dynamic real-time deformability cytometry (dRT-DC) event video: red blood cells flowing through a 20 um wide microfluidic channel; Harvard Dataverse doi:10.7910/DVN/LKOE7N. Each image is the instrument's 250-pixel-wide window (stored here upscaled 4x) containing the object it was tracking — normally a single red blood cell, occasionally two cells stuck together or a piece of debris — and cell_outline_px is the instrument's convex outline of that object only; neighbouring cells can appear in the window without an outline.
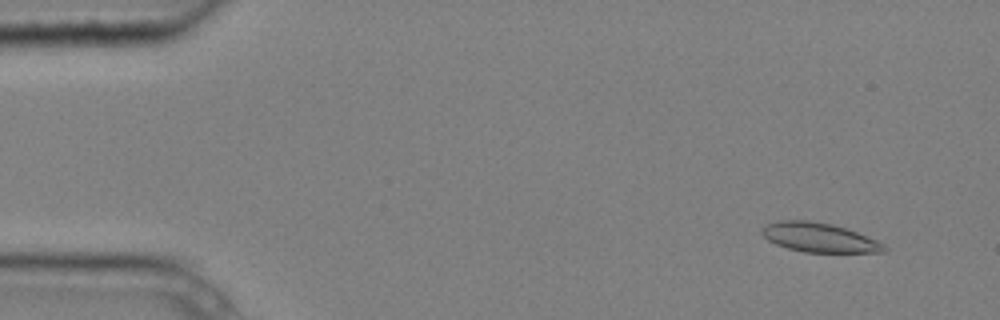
{"species": "common noctule bat (a hibernating species)", "species_latin": "Nyctalus noctula", "temperature_condition": "cold", "stored_images_in_passage": 6, "camera_frame_rate_fps": 3000, "um_per_image_px": 0.085, "animal": {"sex": "male", "body_mass_g": 20.4}, "frame": {"image": 1, "passage_image": 1, "time_ms": 0.0, "image_size_px": [1000, 320], "cell_outline_px": [[888, 252], [804, 252], [788, 248], [776, 244], [768, 240], [760, 232], [760, 228], [776, 220], [808, 220], [832, 224], [856, 232], [876, 240], [884, 244], [888, 248]], "centroid_in_image_um": [69.61, 20.18], "position_along_channel_um": 15.4, "area_um2": 20.81}}
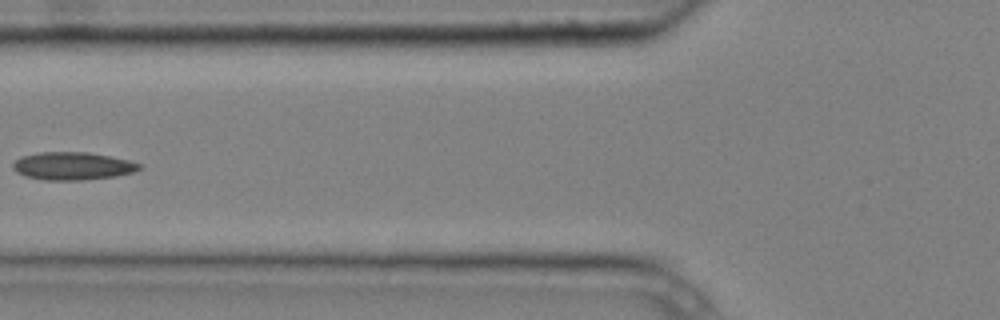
{"frame": {"image": 2, "passage_image": 5, "time_ms": 1.333, "image_size_px": [1000, 320], "cell_outline_px": [[144, 164], [140, 168], [132, 172], [116, 176], [80, 180], [44, 180], [24, 176], [16, 172], [12, 168], [12, 164], [20, 156], [36, 152], [88, 152], [128, 160]], "centroid_in_image_um": [6.13, 14.1], "position_along_channel_um": 119.7, "area_um2": 20.58}}
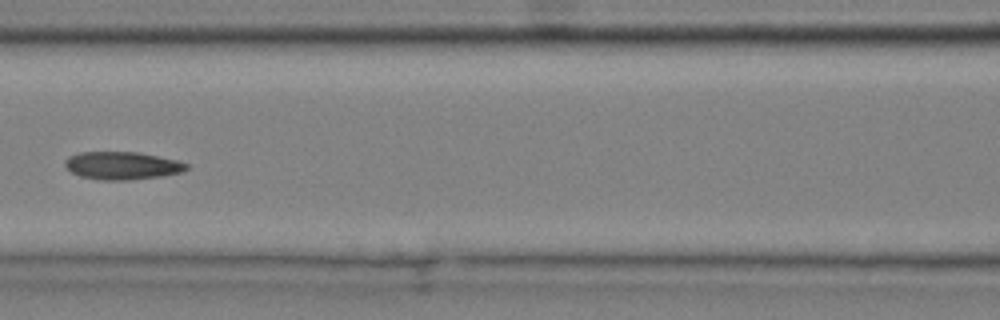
{"frame": {"image": 3, "passage_image": 6, "time_ms": 1.667, "image_size_px": [1000, 320], "cell_outline_px": [[188, 168], [184, 172], [164, 176], [128, 180], [100, 180], [80, 176], [72, 172], [64, 164], [64, 160], [68, 156], [80, 152], [136, 152], [176, 160], [188, 164]], "centroid_in_image_um": [10.38, 14.08], "position_along_channel_um": 156.2, "area_um2": 19.71}}